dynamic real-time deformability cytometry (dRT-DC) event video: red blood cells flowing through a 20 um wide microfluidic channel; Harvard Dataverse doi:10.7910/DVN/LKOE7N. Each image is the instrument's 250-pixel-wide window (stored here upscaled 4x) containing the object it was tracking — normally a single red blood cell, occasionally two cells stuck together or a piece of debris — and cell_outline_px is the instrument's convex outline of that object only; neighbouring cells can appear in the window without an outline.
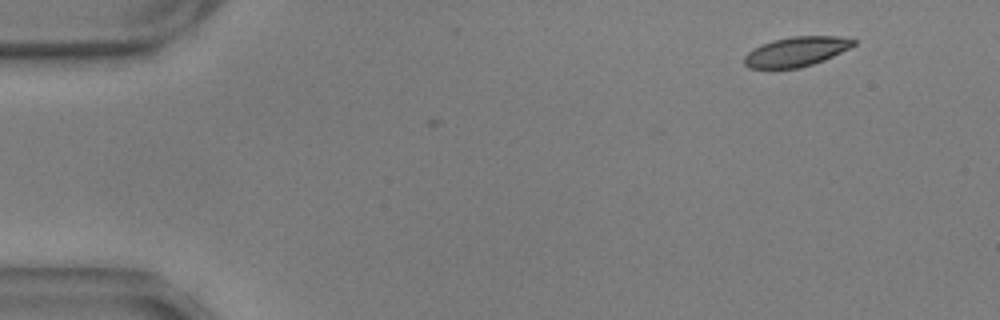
{"species": "common noctule bat (a hibernating species)", "species_latin": "Nyctalus noctula", "temperature_condition": "warm", "stored_images_in_passage": 3, "camera_frame_rate_fps": 3000, "um_per_image_px": 0.085, "animal": {"sex": "male", "body_mass_g": 17.9, "forearm_length_mm": 54.2}, "frame": {"image": 1, "passage_image": 1, "time_ms": 0.0, "image_size_px": [1000, 320], "cell_outline_px": [[856, 44], [824, 60], [800, 68], [748, 68], [744, 64], [744, 56], [752, 48], [760, 44], [772, 40], [792, 36], [840, 36], [856, 40]], "centroid_in_image_um": [67.64, 4.38], "position_along_channel_um": 17.4, "area_um2": 18.9}}